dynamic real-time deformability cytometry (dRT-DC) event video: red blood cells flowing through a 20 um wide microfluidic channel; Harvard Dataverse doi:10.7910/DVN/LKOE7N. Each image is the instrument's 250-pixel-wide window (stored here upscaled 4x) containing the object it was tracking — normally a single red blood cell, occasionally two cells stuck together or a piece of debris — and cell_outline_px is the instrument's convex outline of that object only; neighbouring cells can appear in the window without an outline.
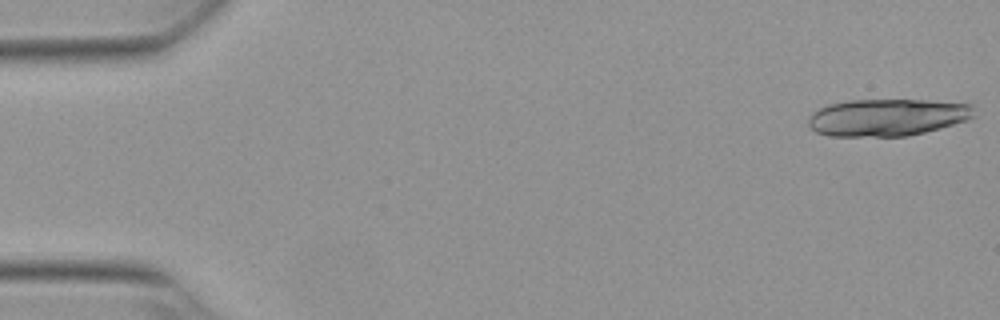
{"species": "Egyptian fruit bat (a non-hibernating species)", "species_latin": "Rousettus aegyptiacus", "temperature_condition": "warm", "stored_images_in_passage": 18, "camera_frame_rate_fps": 3000, "um_per_image_px": 0.085, "animal": {"sex": "female"}, "frame": {"image": 1, "passage_image": 1, "time_ms": 0.0, "image_size_px": [1000, 320], "cell_outline_px": [[972, 116], [968, 120], [940, 128], [908, 136], [828, 136], [816, 132], [808, 124], [808, 120], [812, 112], [828, 104], [848, 100], [924, 100], [972, 104]], "centroid_in_image_um": [75.38, 9.98], "position_along_channel_um": 9.6, "area_um2": 35.78}}